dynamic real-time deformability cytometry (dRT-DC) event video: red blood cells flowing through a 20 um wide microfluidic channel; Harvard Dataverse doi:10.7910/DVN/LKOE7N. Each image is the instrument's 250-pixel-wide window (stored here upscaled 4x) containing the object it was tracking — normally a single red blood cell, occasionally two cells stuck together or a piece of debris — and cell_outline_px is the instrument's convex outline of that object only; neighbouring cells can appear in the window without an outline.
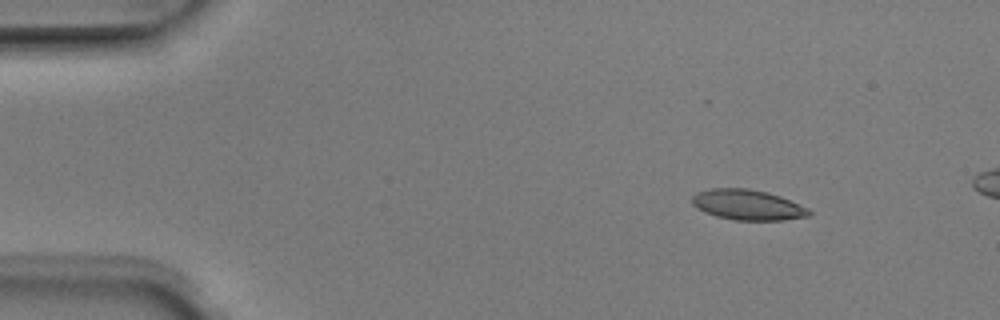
{"species": "Egyptian fruit bat (a non-hibernating species)", "species_latin": "Rousettus aegyptiacus", "temperature_condition": "room temperature", "stored_images_in_passage": 5, "camera_frame_rate_fps": 3000, "um_per_image_px": 0.085, "animal": {"sex": "male"}, "frame": {"image": 1, "passage_image": 2, "time_ms": 0.333, "image_size_px": [1000, 320], "cell_outline_px": [[812, 212], [808, 216], [784, 220], [736, 220], [716, 216], [704, 212], [696, 208], [692, 204], [692, 196], [696, 192], [712, 188], [748, 188], [768, 192], [780, 196], [808, 208]], "centroid_in_image_um": [63.52, 17.4], "position_along_channel_um": 21.5, "area_um2": 20.75}}